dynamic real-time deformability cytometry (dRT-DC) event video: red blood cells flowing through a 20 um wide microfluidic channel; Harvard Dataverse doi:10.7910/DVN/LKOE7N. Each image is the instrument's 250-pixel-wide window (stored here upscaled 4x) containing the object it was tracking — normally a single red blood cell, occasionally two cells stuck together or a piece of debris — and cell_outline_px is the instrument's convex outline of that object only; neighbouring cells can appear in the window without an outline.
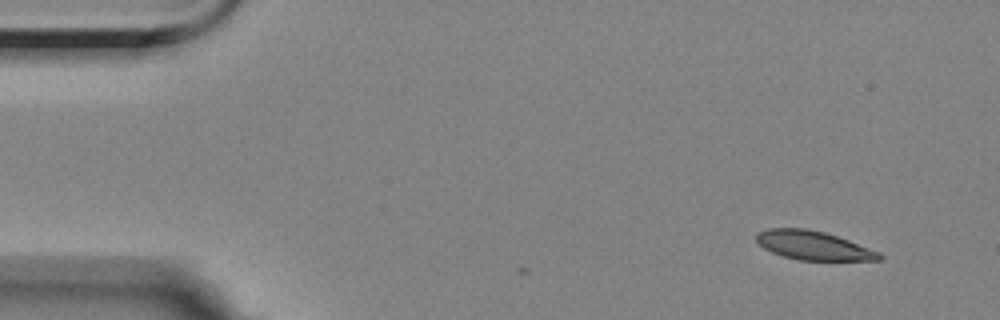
{"species": "Egyptian fruit bat (a non-hibernating species)", "species_latin": "Rousettus aegyptiacus", "temperature_condition": "room temperature", "stored_images_in_passage": 5, "camera_frame_rate_fps": 3000, "um_per_image_px": 0.085, "animal": {"sex": "female"}, "frame": {"image": 1, "passage_image": 1, "time_ms": 0.0, "image_size_px": [1000, 320], "cell_outline_px": [[884, 256], [880, 260], [800, 260], [784, 256], [772, 252], [764, 248], [756, 240], [756, 232], [768, 228], [808, 228], [824, 232], [848, 240], [880, 252]], "centroid_in_image_um": [69.12, 20.85], "position_along_channel_um": 15.9, "area_um2": 20.58}}